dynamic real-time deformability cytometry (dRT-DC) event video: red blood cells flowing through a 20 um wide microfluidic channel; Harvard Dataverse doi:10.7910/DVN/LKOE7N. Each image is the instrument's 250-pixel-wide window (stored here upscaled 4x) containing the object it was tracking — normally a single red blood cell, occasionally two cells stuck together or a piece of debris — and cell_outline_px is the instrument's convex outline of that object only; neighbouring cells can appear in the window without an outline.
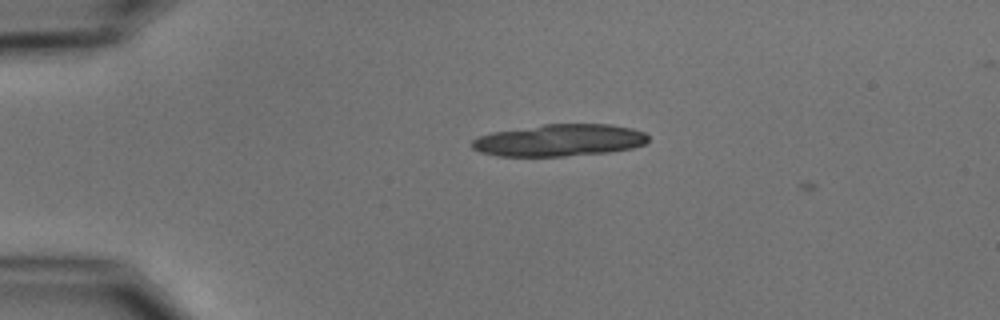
{"species": "common noctule bat (a hibernating species)", "species_latin": "Nyctalus noctula", "temperature_condition": "cold", "stored_images_in_passage": 2, "camera_frame_rate_fps": 3000, "um_per_image_px": 0.085, "animal": {"sex": "male", "body_mass_g": 15.6}, "frame": {"image": 1, "passage_image": 1, "time_ms": 0.0, "image_size_px": [1000, 320], "cell_outline_px": [[648, 140], [644, 144], [632, 148], [608, 152], [564, 156], [496, 156], [480, 152], [472, 148], [472, 140], [480, 136], [492, 132], [544, 124], [608, 124], [632, 128], [644, 132], [648, 136]], "centroid_in_image_um": [47.55, 11.92], "position_along_channel_um": 37.5, "area_um2": 32.83}}